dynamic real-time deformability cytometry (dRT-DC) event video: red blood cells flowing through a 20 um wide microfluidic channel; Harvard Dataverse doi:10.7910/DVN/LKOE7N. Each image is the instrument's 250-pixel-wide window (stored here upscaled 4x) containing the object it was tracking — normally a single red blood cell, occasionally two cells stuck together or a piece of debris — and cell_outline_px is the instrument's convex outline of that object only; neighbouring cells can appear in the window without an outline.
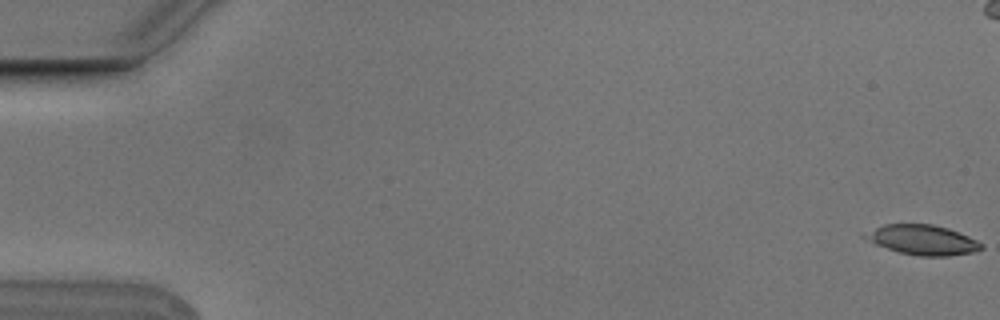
{"species": "Egyptian fruit bat (a non-hibernating species)", "species_latin": "Rousettus aegyptiacus", "temperature_condition": "cold", "stored_images_in_passage": 8, "camera_frame_rate_fps": 3000, "um_per_image_px": 0.085, "animal": {"sex": "male"}, "frame": {"image": 1, "passage_image": 1, "time_ms": 0.0, "image_size_px": [1000, 320], "cell_outline_px": [[984, 248], [972, 252], [948, 256], [920, 256], [900, 252], [876, 244], [860, 236], [860, 232], [884, 224], [932, 224], [948, 228], [960, 232], [984, 244]], "centroid_in_image_um": [78.38, 20.37], "position_along_channel_um": 6.6, "area_um2": 20.4}}
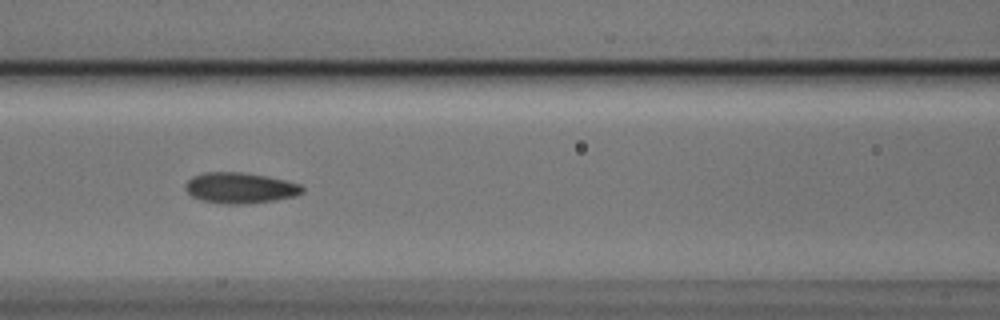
{"frame": {"image": 2, "passage_image": 8, "time_ms": 2.333, "image_size_px": [1000, 320], "cell_outline_px": [[304, 192], [296, 196], [276, 200], [244, 204], [220, 204], [200, 200], [192, 196], [184, 188], [188, 180], [192, 176], [204, 172], [244, 172], [268, 176], [300, 184], [304, 188]], "centroid_in_image_um": [20.41, 15.97], "position_along_channel_um": 146.2, "area_um2": 21.21}}